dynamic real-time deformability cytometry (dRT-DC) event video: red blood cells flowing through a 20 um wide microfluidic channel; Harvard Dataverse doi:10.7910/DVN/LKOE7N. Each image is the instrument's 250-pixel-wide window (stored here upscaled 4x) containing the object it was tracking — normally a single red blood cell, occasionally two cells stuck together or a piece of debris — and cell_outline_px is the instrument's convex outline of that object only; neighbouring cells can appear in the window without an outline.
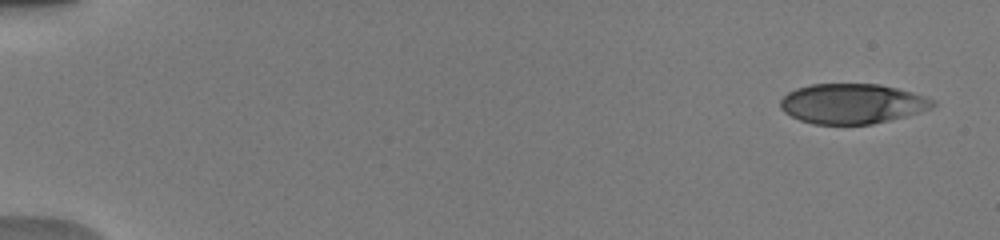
{"species": "human", "species_latin": "Homo sapiens", "temperature_condition": "warm", "stored_images_in_passage": 9, "camera_frame_rate_fps": 3000, "um_per_image_px": 0.085, "donor": {"sex": "male"}, "frame": {"image": 1, "passage_image": 1, "time_ms": 0.0, "image_size_px": [1000, 240], "cell_outline_px": [[936, 104], [920, 112], [872, 124], [812, 124], [800, 120], [784, 112], [780, 108], [780, 100], [788, 92], [796, 88], [812, 84], [880, 84], [912, 92], [936, 100]], "centroid_in_image_um": [72.41, 8.81], "position_along_channel_um": 12.6, "area_um2": 35.37}}